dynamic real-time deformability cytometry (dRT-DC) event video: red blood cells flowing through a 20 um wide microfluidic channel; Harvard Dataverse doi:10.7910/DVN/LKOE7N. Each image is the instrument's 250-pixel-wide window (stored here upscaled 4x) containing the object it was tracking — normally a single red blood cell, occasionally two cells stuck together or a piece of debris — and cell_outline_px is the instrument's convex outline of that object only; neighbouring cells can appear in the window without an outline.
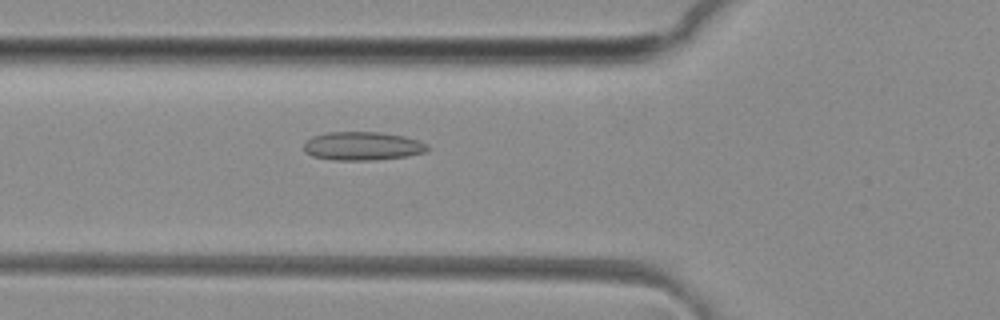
{"species": "common noctule bat (a hibernating species)", "species_latin": "Nyctalus noctula", "temperature_condition": "room temperature", "stored_images_in_passage": 50, "camera_frame_rate_fps": 3000, "um_per_image_px": 0.085, "animal": {"sex": "female", "body_mass_g": 29.2, "forearm_length_mm": 56.3}, "frame": {"image": 1, "passage_image": 18, "time_ms": 5.667, "image_size_px": [1000, 320], "cell_outline_px": [[428, 152], [404, 156], [376, 160], [332, 160], [312, 156], [304, 152], [304, 144], [312, 136], [328, 132], [376, 132], [404, 136], [428, 144]], "centroid_in_image_um": [30.79, 12.42], "position_along_channel_um": 95.0, "area_um2": 20.52}}
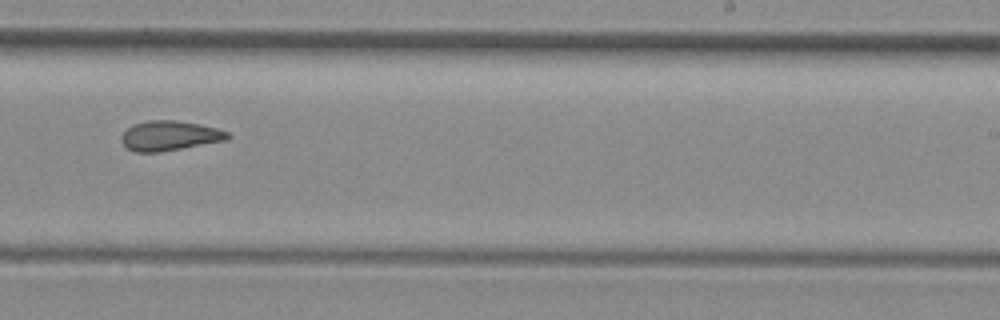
{"frame": {"image": 2, "passage_image": 31, "time_ms": 10.0, "image_size_px": [1000, 320], "cell_outline_px": [[232, 136], [228, 140], [160, 152], [136, 152], [128, 148], [120, 140], [120, 136], [132, 124], [148, 120], [176, 120], [200, 124], [216, 128], [228, 132]], "centroid_in_image_um": [14.43, 11.53], "position_along_channel_um": 274.6, "area_um2": 18.55}}
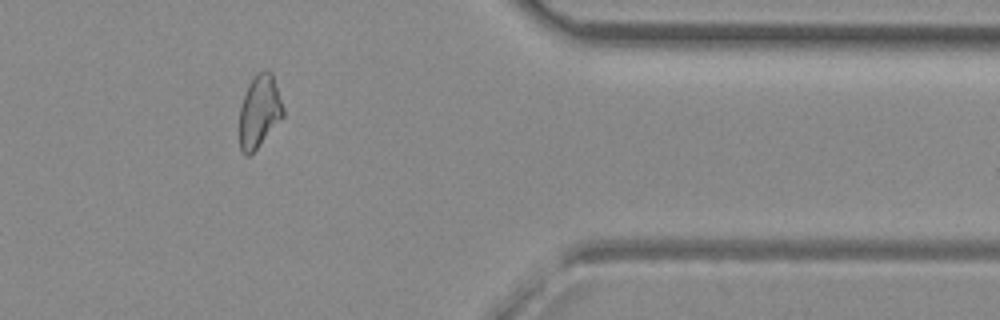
{"frame": {"image": 3, "passage_image": 41, "time_ms": 13.333, "image_size_px": [1000, 320], "cell_outline_px": [[284, 116], [256, 148], [248, 156], [244, 156], [240, 148], [240, 108], [244, 96], [256, 72], [264, 68], [272, 72], [284, 108]], "centroid_in_image_um": [22.06, 9.43], "position_along_channel_um": 389.3, "area_um2": 18.26}, "authors_computed_cell_mechanics": {"area_um2": 19.1607, "velocity_mm_per_s": 4.1372, "shape_relaxation_time_tau1_ms": null, "shape_relaxation_time_tau2_ms": 3.1492, "deformation_change_tau1": null, "deformation_change_tau2": 0.0937}}